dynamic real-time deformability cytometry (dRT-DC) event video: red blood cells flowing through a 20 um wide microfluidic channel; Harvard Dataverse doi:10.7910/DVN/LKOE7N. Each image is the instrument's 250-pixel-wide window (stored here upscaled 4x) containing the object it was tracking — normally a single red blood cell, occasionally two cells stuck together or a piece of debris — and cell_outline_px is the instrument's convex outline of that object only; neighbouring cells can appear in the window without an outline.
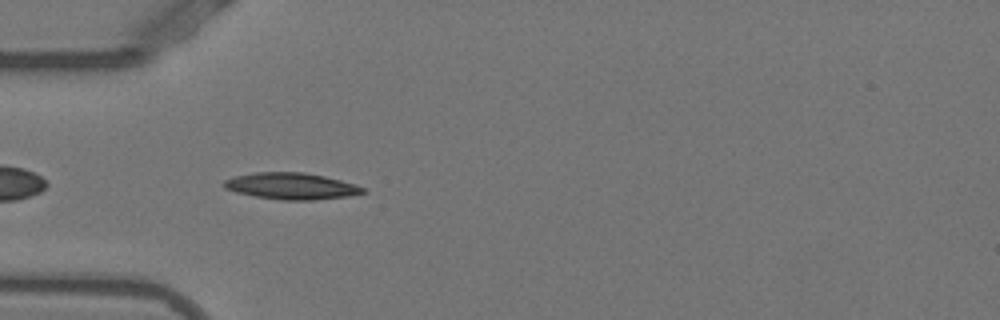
{"species": "Egyptian fruit bat (a non-hibernating species)", "species_latin": "Rousettus aegyptiacus", "temperature_condition": "warm", "stored_images_in_passage": 38, "camera_frame_rate_fps": 3000, "um_per_image_px": 0.085, "animal": {"sex": "female"}, "frame": {"image": 1, "passage_image": 3, "time_ms": 0.667, "image_size_px": [1000, 320], "cell_outline_px": [[364, 192], [348, 196], [312, 200], [280, 200], [256, 196], [236, 192], [224, 188], [224, 180], [232, 176], [256, 172], [304, 172], [324, 176], [356, 184], [364, 188]], "centroid_in_image_um": [24.73, 15.81], "position_along_channel_um": 60.3, "area_um2": 21.39}}
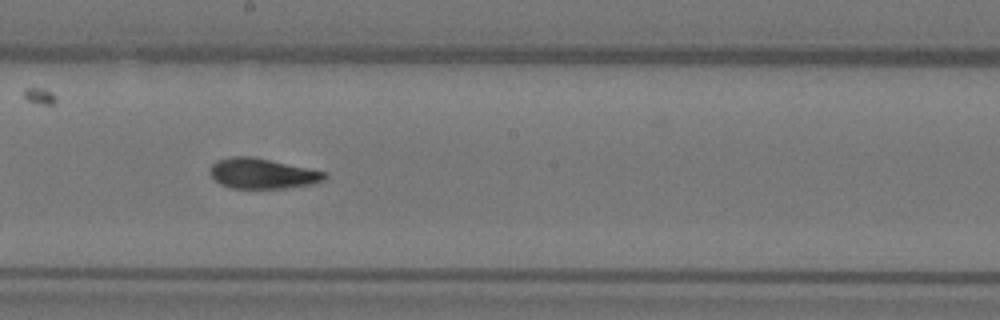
{"frame": {"image": 2, "passage_image": 16, "time_ms": 5.0, "image_size_px": [1000, 320], "cell_outline_px": [[328, 176], [324, 180], [312, 184], [284, 188], [232, 188], [220, 184], [212, 176], [212, 164], [216, 160], [232, 156], [252, 156], [328, 172]], "centroid_in_image_um": [22.34, 14.74], "position_along_channel_um": 225.9, "area_um2": 20.17}}
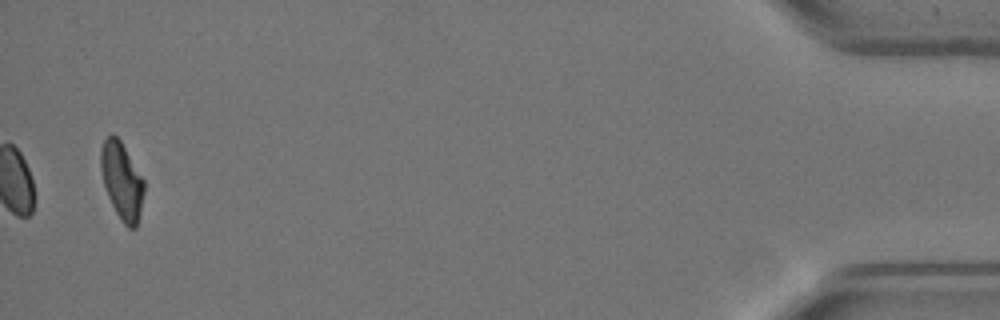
{"frame": {"image": 3, "passage_image": 38, "time_ms": 12.333, "image_size_px": [1000, 320], "cell_outline_px": [[144, 192], [140, 212], [136, 228], [128, 228], [124, 224], [116, 212], [108, 196], [104, 184], [100, 168], [100, 148], [104, 140], [112, 132], [120, 140], [144, 180]], "centroid_in_image_um": [10.34, 15.35], "position_along_channel_um": 424.9, "area_um2": 19.25}, "authors_computed_cell_mechanics": {"area_um2": 20.1722, "velocity_mm_per_s": 3.8784, "shape_relaxation_time_tau1_ms": 7.8247, "shape_relaxation_time_tau2_ms": 2.082, "deformation_change_tau1": 0.2423, "deformation_change_tau2": 0.0764}}